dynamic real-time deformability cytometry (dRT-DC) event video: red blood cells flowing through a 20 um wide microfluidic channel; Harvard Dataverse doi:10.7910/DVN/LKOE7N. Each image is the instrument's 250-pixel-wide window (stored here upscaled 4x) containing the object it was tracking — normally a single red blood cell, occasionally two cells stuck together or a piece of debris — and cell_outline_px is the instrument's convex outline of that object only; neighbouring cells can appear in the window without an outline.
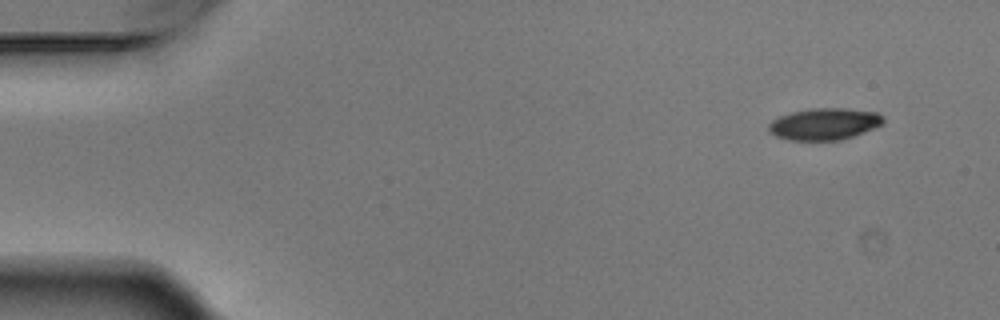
{"species": "Egyptian fruit bat (a non-hibernating species)", "species_latin": "Rousettus aegyptiacus", "temperature_condition": "warm", "stored_images_in_passage": 4, "camera_frame_rate_fps": 3000, "um_per_image_px": 0.085, "animal": {"sex": "male"}, "frame": {"image": 1, "passage_image": 1, "time_ms": 0.0, "image_size_px": [1000, 320], "cell_outline_px": [[884, 124], [876, 128], [840, 140], [788, 140], [776, 136], [768, 132], [768, 124], [772, 120], [780, 116], [792, 112], [812, 108], [844, 108], [876, 112], [884, 116]], "centroid_in_image_um": [70.08, 10.54], "position_along_channel_um": 14.9, "area_um2": 21.33}}
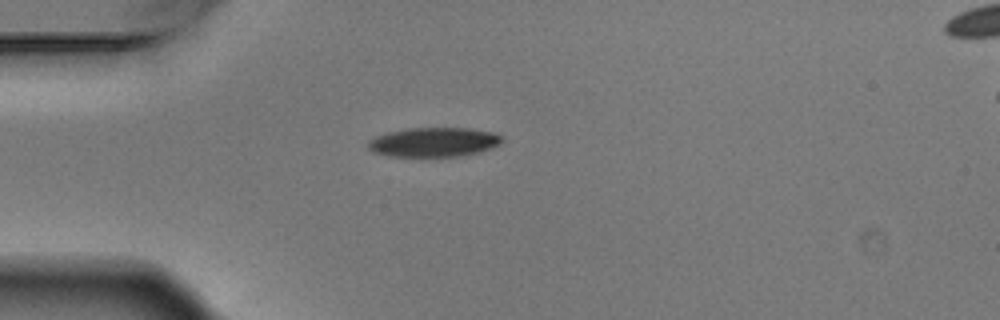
{"frame": {"image": 2, "passage_image": 4, "time_ms": 1.0, "image_size_px": [1000, 320], "cell_outline_px": [[504, 140], [500, 144], [492, 148], [480, 152], [460, 156], [388, 156], [372, 152], [368, 148], [368, 140], [376, 136], [388, 132], [408, 128], [472, 128], [496, 132], [504, 136]], "centroid_in_image_um": [36.93, 12.07], "position_along_channel_um": 48.1, "area_um2": 23.24}}